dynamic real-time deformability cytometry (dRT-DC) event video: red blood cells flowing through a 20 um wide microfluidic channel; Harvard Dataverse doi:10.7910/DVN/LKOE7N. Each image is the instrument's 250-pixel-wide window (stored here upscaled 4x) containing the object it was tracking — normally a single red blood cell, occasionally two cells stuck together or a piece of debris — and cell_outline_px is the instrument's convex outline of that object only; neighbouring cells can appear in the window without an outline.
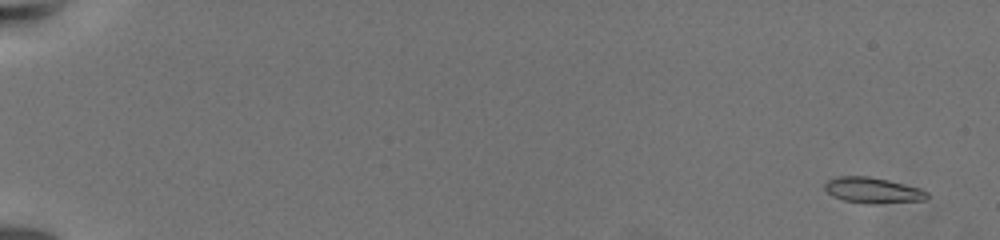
{"species": "common noctule bat (a hibernating species)", "species_latin": "Nyctalus noctula", "temperature_condition": "warm", "stored_images_in_passage": 25, "camera_frame_rate_fps": 3000, "um_per_image_px": 0.085, "animal": {"sex": "female", "body_mass_g": 19.5, "forearm_length_mm": 54.1}, "frame": {"image": 1, "passage_image": 2, "time_ms": 1.0, "image_size_px": [1000, 240], "cell_outline_px": [[928, 196], [924, 200], [876, 204], [868, 204], [844, 200], [832, 196], [824, 188], [824, 184], [828, 180], [836, 176], [868, 176], [888, 180], [920, 188], [928, 192]], "centroid_in_image_um": [74.17, 16.17], "position_along_channel_um": 10.8, "area_um2": 15.37}}
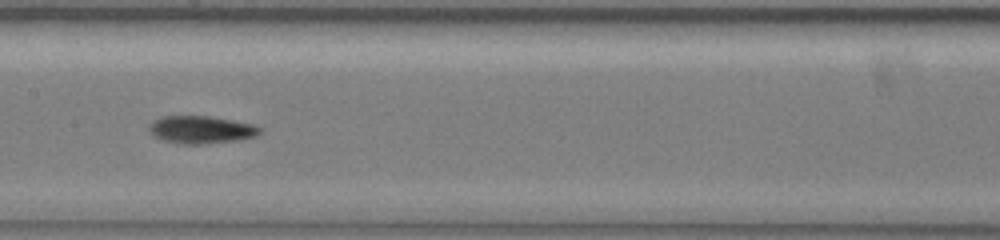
{"frame": {"image": 2, "passage_image": 15, "time_ms": 12.667, "image_size_px": [1000, 240], "cell_outline_px": [[260, 132], [256, 136], [236, 140], [200, 144], [184, 144], [164, 140], [152, 136], [148, 128], [152, 120], [160, 116], [208, 116], [232, 120], [252, 124], [260, 128]], "centroid_in_image_um": [17.03, 11.01], "position_along_channel_um": 190.4, "area_um2": 17.69}}
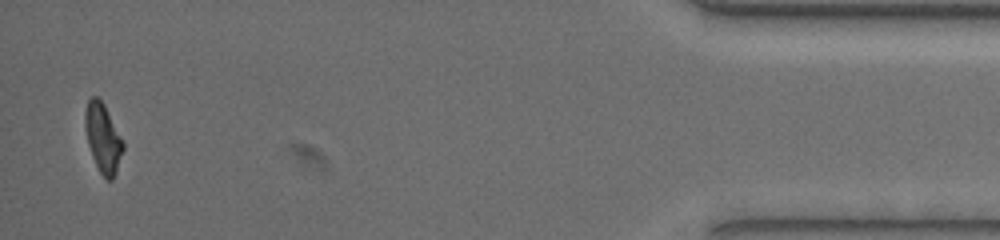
{"frame": {"image": 3, "passage_image": 25, "time_ms": 22.0, "image_size_px": [1000, 240], "cell_outline_px": [[124, 148], [116, 172], [112, 180], [108, 180], [100, 172], [92, 156], [88, 144], [84, 124], [84, 112], [88, 100], [92, 96], [96, 96], [104, 104], [124, 144]], "centroid_in_image_um": [8.73, 11.72], "position_along_channel_um": 426.5, "area_um2": 15.03}, "authors_computed_cell_mechanics": {"area_um2": 15.8372, "velocity_mm_per_s": 3.2871, "shape_relaxation_time_tau1_ms": 4.6625, "shape_relaxation_time_tau2_ms": 4.9803, "deformation_change_tau1": 0.1443, "deformation_change_tau2": 0.0969}}